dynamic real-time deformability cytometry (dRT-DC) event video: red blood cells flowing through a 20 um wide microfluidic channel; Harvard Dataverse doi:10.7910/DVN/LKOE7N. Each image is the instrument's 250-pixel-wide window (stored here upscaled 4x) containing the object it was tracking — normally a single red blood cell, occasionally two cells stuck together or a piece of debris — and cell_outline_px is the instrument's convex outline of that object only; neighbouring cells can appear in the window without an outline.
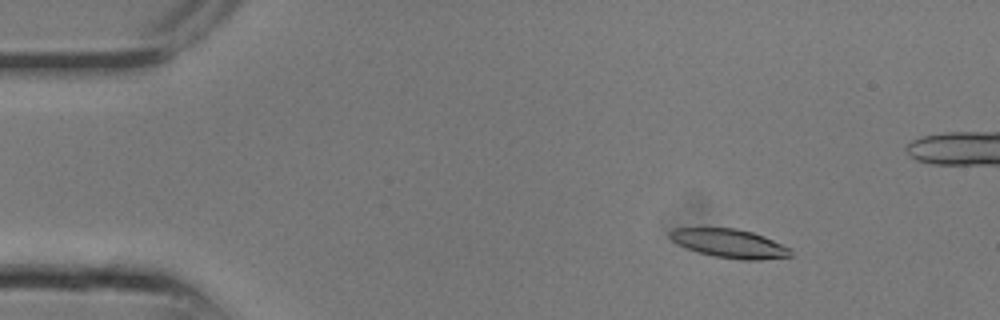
{"species": "common noctule bat (a hibernating species)", "species_latin": "Nyctalus noctula", "temperature_condition": "room temperature", "stored_images_in_passage": 9, "camera_frame_rate_fps": 3000, "um_per_image_px": 0.085, "animal": {"sex": "male", "body_mass_g": 13.3}, "frame": {"image": 1, "passage_image": 4, "time_ms": 1.0, "image_size_px": [1000, 320], "cell_outline_px": [[792, 256], [760, 260], [740, 260], [712, 256], [688, 248], [672, 240], [668, 236], [668, 232], [672, 228], [736, 228], [752, 232], [764, 236], [792, 248]], "centroid_in_image_um": [62.05, 20.69], "position_along_channel_um": 23.0, "area_um2": 20.29}}